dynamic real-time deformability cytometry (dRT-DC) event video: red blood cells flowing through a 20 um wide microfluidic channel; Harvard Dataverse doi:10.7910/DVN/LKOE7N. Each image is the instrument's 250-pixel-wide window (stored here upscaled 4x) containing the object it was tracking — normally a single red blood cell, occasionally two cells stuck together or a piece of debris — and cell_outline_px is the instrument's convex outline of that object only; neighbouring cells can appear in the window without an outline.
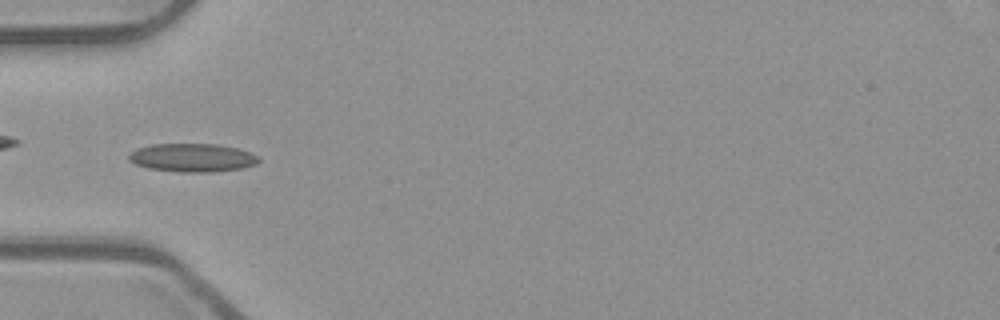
{"species": "common noctule bat (a hibernating species)", "species_latin": "Nyctalus noctula", "temperature_condition": "room temperature", "stored_images_in_passage": 53, "camera_frame_rate_fps": 3000, "um_per_image_px": 0.085, "animal": {"sex": "male", "body_mass_g": 23.1, "forearm_length_mm": 52.7}, "frame": {"image": 1, "passage_image": 17, "time_ms": 5.333, "image_size_px": [1000, 320], "cell_outline_px": [[260, 160], [256, 164], [244, 168], [212, 172], [180, 172], [148, 168], [136, 164], [128, 160], [128, 156], [136, 148], [152, 144], [220, 144], [236, 148], [248, 152], [256, 156]], "centroid_in_image_um": [16.34, 13.4], "position_along_channel_um": 68.7, "area_um2": 21.44}}
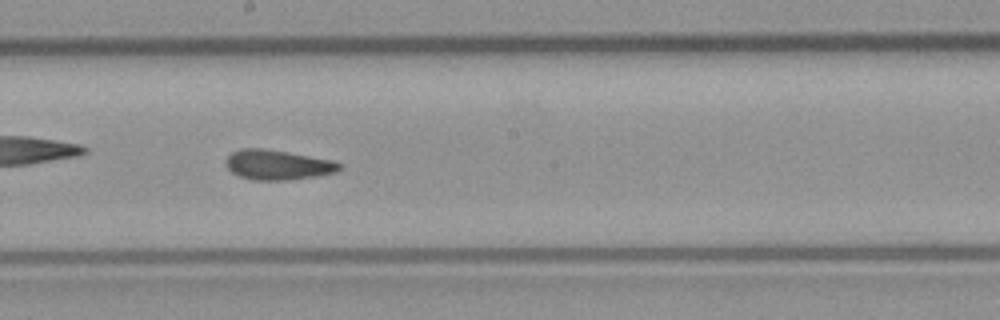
{"frame": {"image": 2, "passage_image": 29, "time_ms": 9.333, "image_size_px": [1000, 320], "cell_outline_px": [[344, 164], [336, 172], [316, 176], [288, 180], [252, 180], [240, 176], [232, 172], [228, 168], [224, 160], [232, 152], [240, 148], [264, 148], [288, 152], [332, 160]], "centroid_in_image_um": [23.59, 14.0], "position_along_channel_um": 224.6, "area_um2": 19.83}}
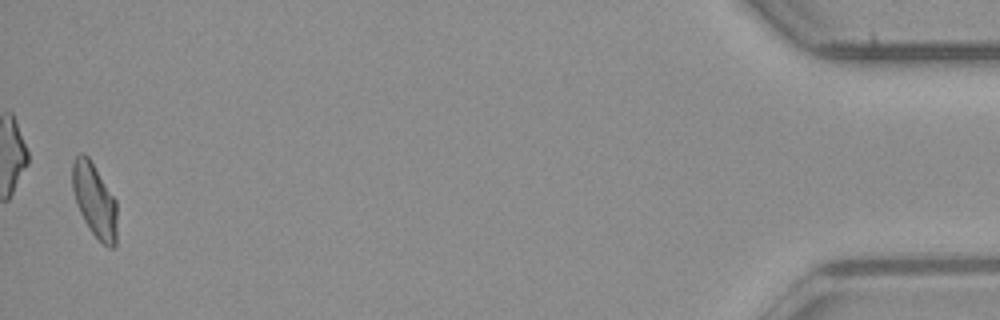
{"frame": {"image": 3, "passage_image": 52, "time_ms": 17.0, "image_size_px": [1000, 320], "cell_outline_px": [[116, 244], [112, 248], [108, 248], [92, 232], [84, 220], [80, 212], [72, 188], [72, 164], [76, 156], [80, 152], [84, 152], [88, 156], [116, 200]], "centroid_in_image_um": [8.03, 17.0], "position_along_channel_um": 427.2, "area_um2": 18.96}, "authors_computed_cell_mechanics": {"area_um2": 19.7098, "velocity_mm_per_s": 3.8692, "shape_relaxation_time_tau1_ms": null, "shape_relaxation_time_tau2_ms": 3.1174, "deformation_change_tau1": null, "deformation_change_tau2": 0.0843}}